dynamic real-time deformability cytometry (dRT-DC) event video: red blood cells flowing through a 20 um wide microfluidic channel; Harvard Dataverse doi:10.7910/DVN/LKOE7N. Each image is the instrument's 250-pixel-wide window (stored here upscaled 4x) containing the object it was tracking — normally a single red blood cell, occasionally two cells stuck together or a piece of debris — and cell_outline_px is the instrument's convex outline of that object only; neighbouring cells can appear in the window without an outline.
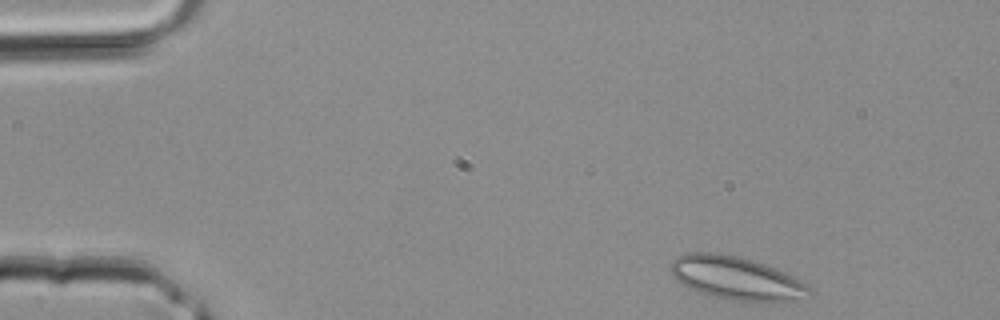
{"species": "common noctule bat (a hibernating species)", "species_latin": "Nyctalus noctula", "temperature_condition": "room temperature", "stored_images_in_passage": 37, "camera_frame_rate_fps": 3000, "um_per_image_px": 0.085, "animal": {"sex": "male", "body_mass_g": 20.4}, "frame": {"image": 1, "passage_image": 1, "time_ms": 0.0, "image_size_px": [1000, 320], "cell_outline_px": [[816, 292], [812, 296], [800, 300], [764, 304], [704, 296], [680, 284], [672, 276], [668, 268], [672, 260], [676, 256], [688, 252], [712, 252], [736, 256], [752, 260], [776, 268], [784, 272], [804, 284]], "centroid_in_image_um": [62.57, 23.69], "position_along_channel_um": 22.4, "area_um2": 36.07}}
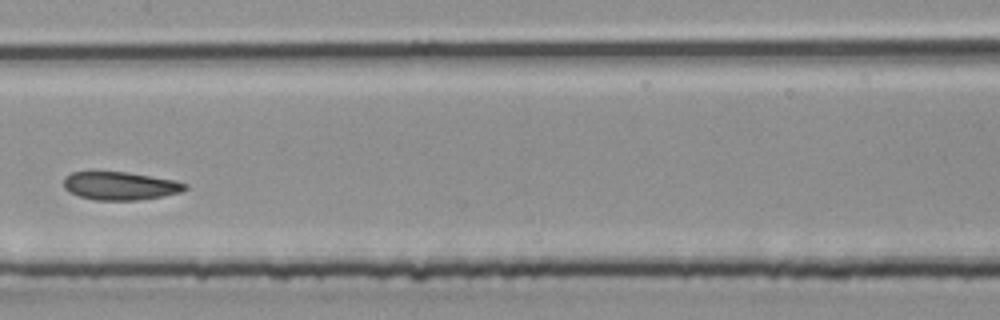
{"frame": {"image": 2, "passage_image": 17, "time_ms": 5.333, "image_size_px": [1000, 320], "cell_outline_px": [[188, 188], [180, 192], [160, 196], [136, 200], [96, 200], [80, 196], [68, 192], [64, 188], [64, 176], [72, 172], [128, 172], [172, 180], [188, 184]], "centroid_in_image_um": [10.18, 15.79], "position_along_channel_um": 197.2, "area_um2": 19.71}}
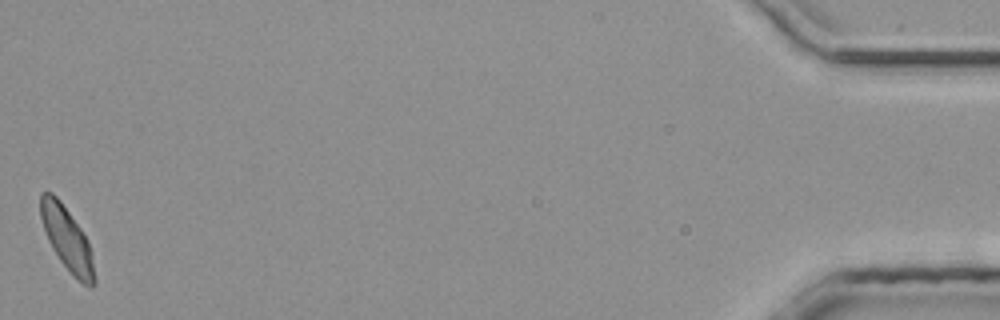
{"frame": {"image": 3, "passage_image": 37, "time_ms": 12.0, "image_size_px": [1000, 320], "cell_outline_px": [[96, 284], [92, 288], [88, 288], [76, 280], [72, 276], [60, 260], [52, 248], [48, 240], [40, 216], [40, 192], [52, 192], [60, 200], [80, 228], [88, 240], [92, 252], [96, 280]], "centroid_in_image_um": [5.73, 20.37], "position_along_channel_um": 429.5, "area_um2": 20.17}}